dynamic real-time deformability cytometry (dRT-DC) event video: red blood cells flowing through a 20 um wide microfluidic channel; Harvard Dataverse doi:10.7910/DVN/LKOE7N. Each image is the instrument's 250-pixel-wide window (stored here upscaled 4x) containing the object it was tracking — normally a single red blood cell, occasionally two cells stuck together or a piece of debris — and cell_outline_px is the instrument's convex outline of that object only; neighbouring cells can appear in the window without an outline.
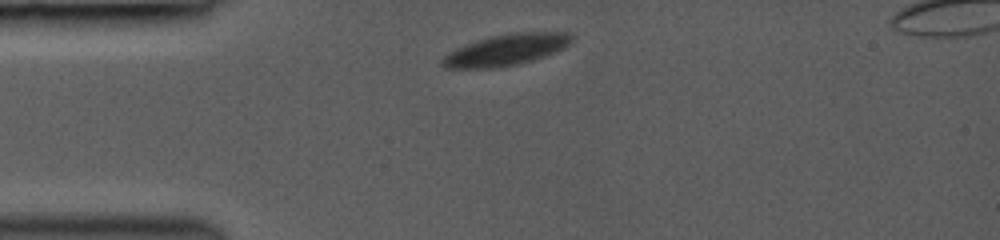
{"species": "common noctule bat (a hibernating species)", "species_latin": "Nyctalus noctula", "temperature_condition": "room temperature", "stored_images_in_passage": 3, "segment_of_instrument_passage": [1, 2], "camera_frame_rate_fps": 3000, "um_per_image_px": 0.085, "animal": {"sex": "female", "body_mass_g": 19.0, "forearm_length_mm": 53.3}, "frame": {"image": 1, "passage_image": 1, "time_ms": 0.0, "image_size_px": [1000, 240], "cell_outline_px": [[572, 40], [564, 48], [556, 52], [520, 64], [492, 68], [444, 68], [440, 64], [440, 60], [448, 52], [464, 44], [476, 40], [492, 36], [512, 32], [568, 32], [572, 36]], "centroid_in_image_um": [42.98, 4.24], "position_along_channel_um": 42.0, "area_um2": 23.7}}